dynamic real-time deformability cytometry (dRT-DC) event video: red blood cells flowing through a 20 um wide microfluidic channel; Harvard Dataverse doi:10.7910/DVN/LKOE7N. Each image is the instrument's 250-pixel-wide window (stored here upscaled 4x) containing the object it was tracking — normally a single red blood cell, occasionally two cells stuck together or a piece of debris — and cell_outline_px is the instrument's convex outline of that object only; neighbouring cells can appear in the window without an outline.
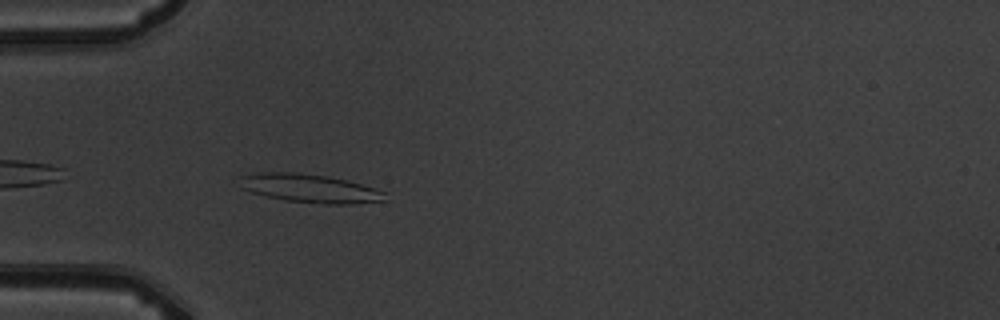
{"species": "common noctule bat (a hibernating species)", "species_latin": "Nyctalus noctula", "temperature_condition": "warm", "stored_images_in_passage": 3, "camera_frame_rate_fps": 3000, "um_per_image_px": 0.085, "animal": {"sex": "male", "body_mass_g": 19.5, "forearm_length_mm": 54.6}, "frame": {"image": 1, "passage_image": 3, "time_ms": 2.333, "image_size_px": [1000, 320], "cell_outline_px": [[388, 200], [352, 204], [324, 204], [284, 200], [252, 192], [240, 188], [240, 176], [260, 172], [296, 172], [328, 176], [360, 184], [388, 192]], "centroid_in_image_um": [26.37, 16.01], "position_along_channel_um": 58.6, "area_um2": 24.22}}